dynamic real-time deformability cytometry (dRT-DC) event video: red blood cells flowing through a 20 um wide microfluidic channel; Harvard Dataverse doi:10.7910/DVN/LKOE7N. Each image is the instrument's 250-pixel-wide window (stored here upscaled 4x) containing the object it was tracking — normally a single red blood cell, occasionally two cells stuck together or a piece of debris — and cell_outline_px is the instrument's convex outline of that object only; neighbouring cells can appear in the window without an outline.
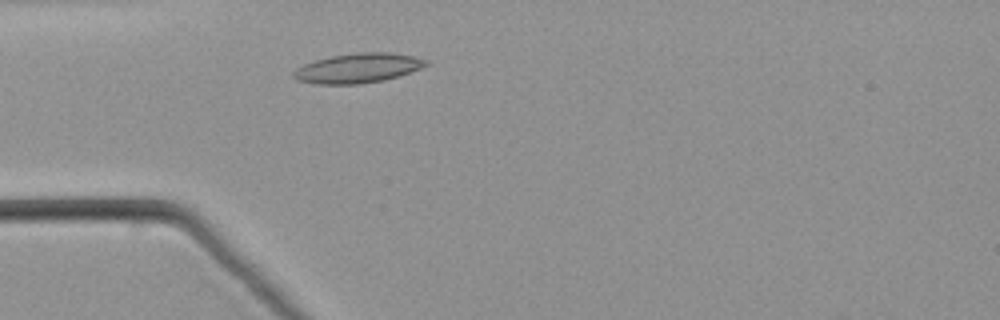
{"species": "common noctule bat (a hibernating species)", "species_latin": "Nyctalus noctula", "temperature_condition": "warm", "stored_images_in_passage": 44, "camera_frame_rate_fps": 3000, "um_per_image_px": 0.085, "animal": {"sex": "male", "body_mass_g": 21.5, "forearm_length_mm": 52.0}, "frame": {"image": 1, "passage_image": 7, "time_ms": 2.0, "image_size_px": [1000, 320], "cell_outline_px": [[428, 64], [420, 68], [384, 80], [360, 84], [316, 84], [296, 80], [292, 76], [292, 72], [296, 68], [304, 64], [328, 56], [360, 52], [388, 52], [412, 56], [428, 60]], "centroid_in_image_um": [30.36, 5.79], "position_along_channel_um": 54.6, "area_um2": 22.77}}
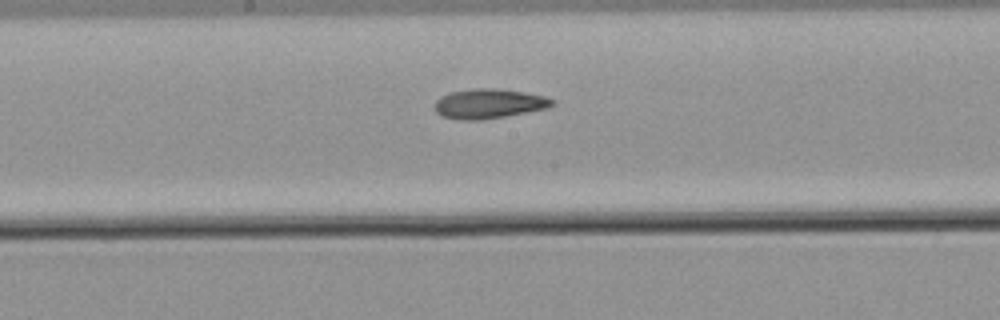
{"frame": {"image": 2, "passage_image": 19, "time_ms": 6.0, "image_size_px": [1000, 320], "cell_outline_px": [[552, 104], [544, 108], [504, 116], [476, 120], [460, 120], [440, 116], [436, 112], [436, 100], [440, 96], [448, 92], [472, 88], [492, 88], [524, 92], [544, 96], [552, 100]], "centroid_in_image_um": [41.45, 8.8], "position_along_channel_um": 206.8, "area_um2": 19.94}}
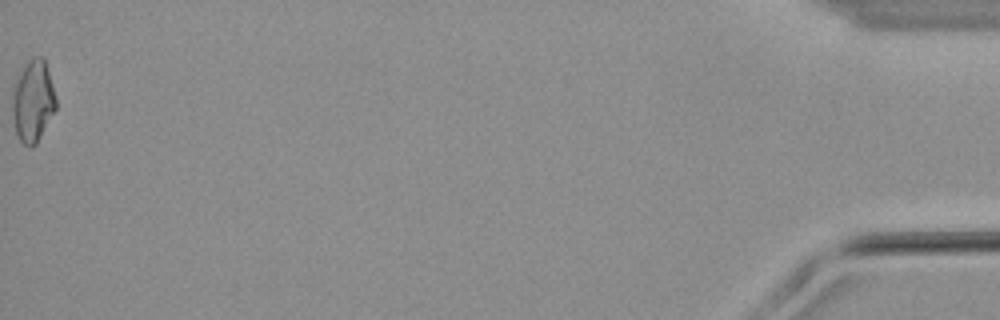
{"frame": {"image": 3, "passage_image": 44, "time_ms": 14.333, "image_size_px": [1000, 320], "cell_outline_px": [[56, 108], [36, 144], [24, 144], [20, 140], [16, 132], [12, 112], [12, 88], [16, 72], [32, 56], [44, 56], [56, 100]], "centroid_in_image_um": [2.76, 8.49], "position_along_channel_um": 432.4, "area_um2": 20.92}}